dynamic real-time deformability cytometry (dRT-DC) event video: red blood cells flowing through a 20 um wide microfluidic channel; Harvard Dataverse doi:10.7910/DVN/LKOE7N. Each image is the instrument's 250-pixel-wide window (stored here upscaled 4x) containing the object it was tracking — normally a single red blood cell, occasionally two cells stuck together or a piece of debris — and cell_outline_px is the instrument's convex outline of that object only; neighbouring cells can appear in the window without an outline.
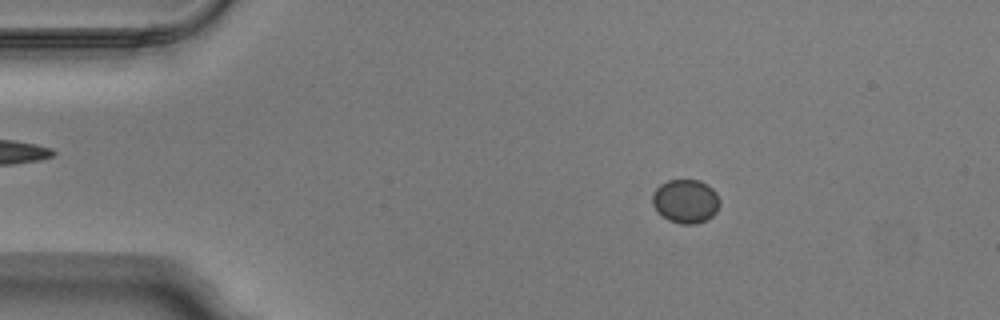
{"species": "Egyptian fruit bat (a non-hibernating species)", "species_latin": "Rousettus aegyptiacus", "temperature_condition": "warm", "stored_images_in_passage": 51, "camera_frame_rate_fps": 3000, "um_per_image_px": 0.085, "animal": {"sex": "male"}, "frame": {"image": 1, "passage_image": 9, "time_ms": 2.667, "image_size_px": [1000, 320], "cell_outline_px": [[720, 204], [716, 212], [712, 216], [696, 224], [680, 224], [668, 220], [656, 212], [652, 204], [652, 192], [660, 184], [668, 180], [700, 180], [708, 184], [716, 192], [720, 200]], "centroid_in_image_um": [58.26, 17.1], "position_along_channel_um": 26.7, "area_um2": 17.46}}
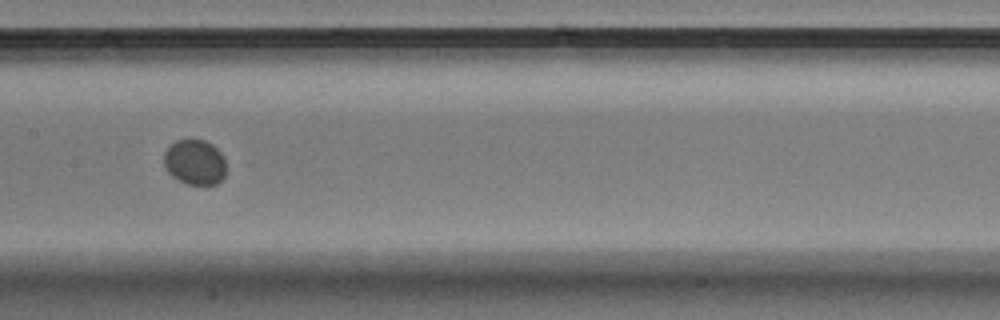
{"frame": {"image": 2, "passage_image": 26, "time_ms": 8.333, "image_size_px": [1000, 320], "cell_outline_px": [[224, 176], [216, 184], [204, 188], [188, 184], [172, 176], [164, 168], [164, 152], [176, 140], [204, 140], [212, 144], [224, 156]], "centroid_in_image_um": [16.56, 13.83], "position_along_channel_um": 190.8, "area_um2": 16.59}}
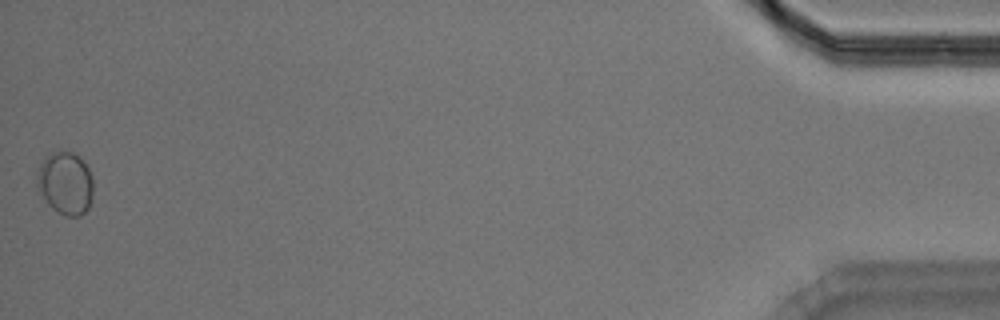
{"frame": {"image": 3, "passage_image": 51, "time_ms": 16.667, "image_size_px": [1000, 320], "cell_outline_px": [[92, 200], [88, 208], [80, 216], [64, 216], [52, 208], [48, 204], [36, 188], [36, 172], [44, 156], [48, 152], [72, 152], [80, 156], [84, 160], [92, 176]], "centroid_in_image_um": [5.53, 15.55], "position_along_channel_um": 429.7, "area_um2": 20.98}}